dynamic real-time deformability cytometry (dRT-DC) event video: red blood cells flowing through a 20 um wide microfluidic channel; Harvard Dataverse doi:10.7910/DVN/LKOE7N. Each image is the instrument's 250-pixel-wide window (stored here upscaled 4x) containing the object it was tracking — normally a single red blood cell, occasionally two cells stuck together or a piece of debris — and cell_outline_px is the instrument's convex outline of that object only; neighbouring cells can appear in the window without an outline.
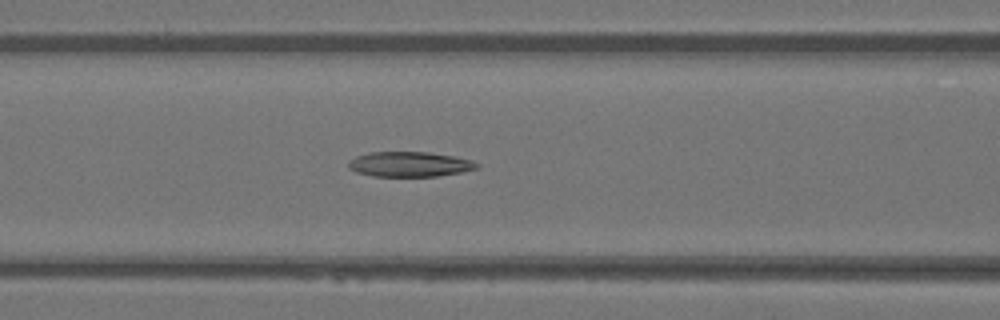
{"species": "Egyptian fruit bat (a non-hibernating species)", "species_latin": "Rousettus aegyptiacus", "temperature_condition": "warm", "stored_images_in_passage": 38, "camera_frame_rate_fps": 3000, "um_per_image_px": 0.085, "animal": {"sex": "female"}, "frame": {"image": 1, "passage_image": 10, "time_ms": 3.0, "image_size_px": [1000, 320], "cell_outline_px": [[480, 164], [476, 168], [460, 172], [436, 176], [372, 176], [356, 172], [348, 168], [348, 160], [356, 156], [368, 152], [428, 152], [456, 156], [472, 160]], "centroid_in_image_um": [34.79, 13.95], "position_along_channel_um": 131.8, "area_um2": 18.79}}
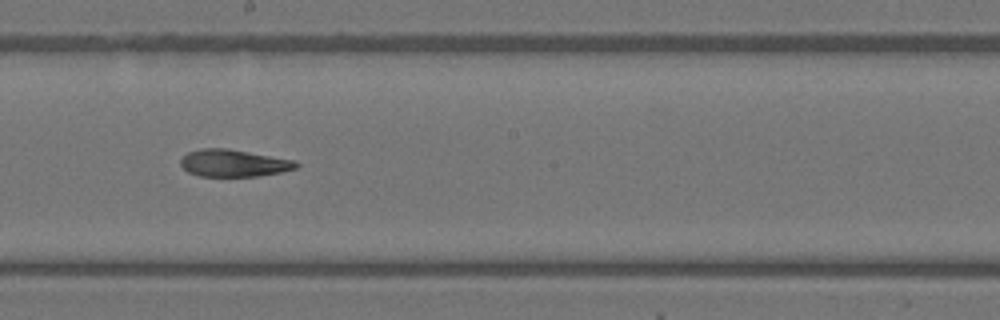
{"frame": {"image": 2, "passage_image": 17, "time_ms": 5.333, "image_size_px": [1000, 320], "cell_outline_px": [[300, 164], [296, 168], [280, 172], [256, 176], [200, 176], [188, 172], [180, 164], [180, 160], [188, 152], [200, 148], [228, 148], [292, 160]], "centroid_in_image_um": [19.82, 13.86], "position_along_channel_um": 228.4, "area_um2": 18.09}}
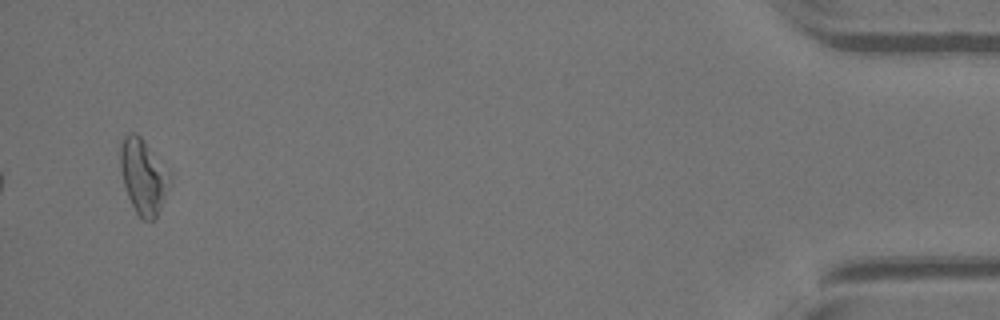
{"frame": {"image": 3, "passage_image": 37, "time_ms": 12.0, "image_size_px": [1000, 320], "cell_outline_px": [[164, 196], [156, 220], [144, 220], [136, 212], [128, 196], [124, 184], [120, 168], [120, 144], [124, 136], [132, 132], [136, 132], [144, 140], [160, 176], [164, 192]], "centroid_in_image_um": [11.97, 15.04], "position_along_channel_um": 423.2, "area_um2": 18.9}, "authors_computed_cell_mechanics": {"area_um2": 19.2474, "velocity_mm_per_s": 4.1479, "shape_relaxation_time_tau1_ms": null, "shape_relaxation_time_tau2_ms": 4.4963, "deformation_change_tau1": null, "deformation_change_tau2": 0.1473}}